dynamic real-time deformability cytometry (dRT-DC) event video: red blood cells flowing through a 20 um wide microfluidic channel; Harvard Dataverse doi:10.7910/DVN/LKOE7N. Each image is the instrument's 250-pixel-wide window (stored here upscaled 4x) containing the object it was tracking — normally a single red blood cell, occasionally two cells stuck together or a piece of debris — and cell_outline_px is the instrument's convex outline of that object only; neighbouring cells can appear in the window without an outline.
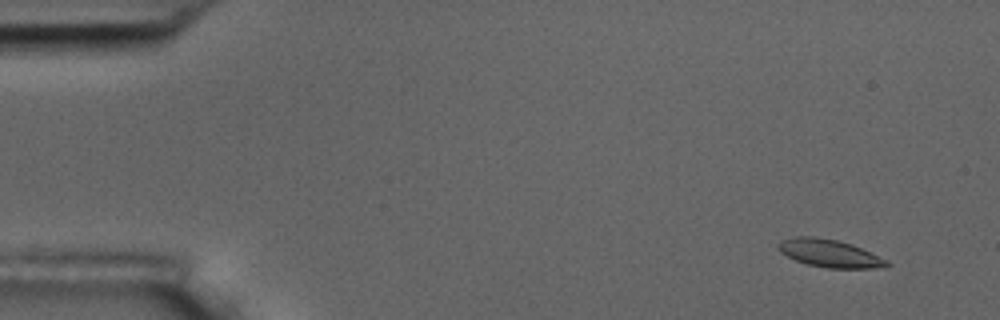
{"species": "common noctule bat (a hibernating species)", "species_latin": "Nyctalus noctula", "temperature_condition": "room temperature", "stored_images_in_passage": 8, "camera_frame_rate_fps": 3000, "um_per_image_px": 0.085, "animal": {"sex": "male", "body_mass_g": 17.5, "forearm_length_mm": 52.3}, "frame": {"image": 1, "passage_image": 2, "time_ms": 1.333, "image_size_px": [1000, 320], "cell_outline_px": [[892, 264], [888, 268], [828, 268], [808, 264], [796, 260], [780, 252], [776, 248], [776, 244], [780, 240], [796, 236], [816, 236], [836, 240], [860, 248], [888, 260]], "centroid_in_image_um": [70.5, 21.53], "position_along_channel_um": 14.5, "area_um2": 17.57}}
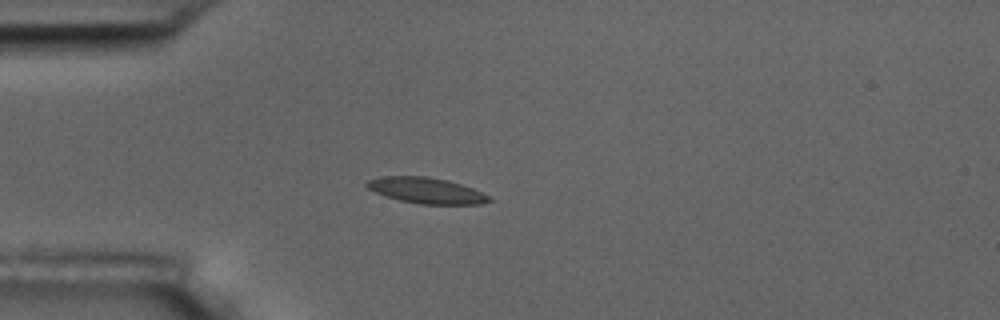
{"frame": {"image": 2, "passage_image": 5, "time_ms": 5.0, "image_size_px": [1000, 320], "cell_outline_px": [[492, 200], [480, 204], [420, 204], [400, 200], [376, 192], [368, 188], [364, 184], [368, 180], [384, 176], [428, 176], [460, 184], [472, 188], [488, 196]], "centroid_in_image_um": [36.22, 16.19], "position_along_channel_um": 48.8, "area_um2": 18.03}}